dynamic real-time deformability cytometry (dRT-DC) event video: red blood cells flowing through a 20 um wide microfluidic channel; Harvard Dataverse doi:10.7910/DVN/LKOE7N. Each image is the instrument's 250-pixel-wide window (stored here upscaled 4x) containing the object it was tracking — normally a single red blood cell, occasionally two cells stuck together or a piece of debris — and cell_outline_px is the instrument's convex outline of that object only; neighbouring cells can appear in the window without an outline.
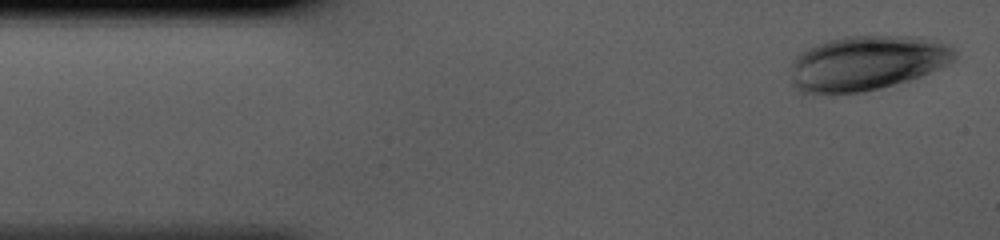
{"species": "human", "species_latin": "Homo sapiens", "temperature_condition": "cold", "stored_images_in_passage": 38, "camera_frame_rate_fps": 3000, "um_per_image_px": 0.085, "donor": {"sex": "male"}, "frame": {"image": 1, "passage_image": 1, "time_ms": 0.0, "image_size_px": [1000, 240], "cell_outline_px": [[956, 60], [940, 68], [920, 76], [908, 80], [880, 88], [864, 92], [816, 96], [804, 96], [796, 92], [792, 84], [792, 64], [796, 56], [800, 52], [816, 44], [828, 40], [844, 36], [908, 36], [944, 44], [952, 48], [956, 52]], "centroid_in_image_um": [73.56, 5.41], "position_along_channel_um": 11.4, "area_um2": 52.83}}
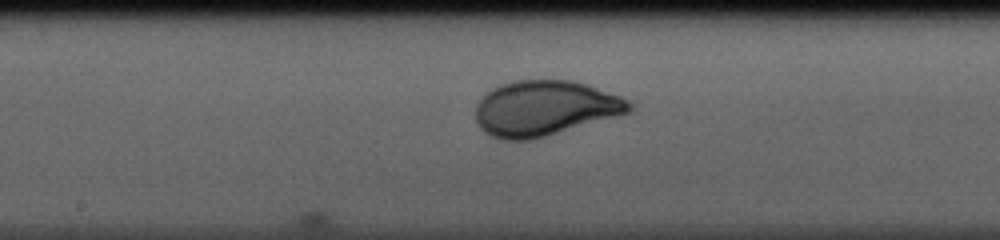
{"frame": {"image": 2, "passage_image": 20, "time_ms": 6.333, "image_size_px": [1000, 240], "cell_outline_px": [[632, 108], [628, 112], [532, 140], [500, 140], [484, 132], [480, 128], [476, 120], [476, 108], [480, 100], [492, 88], [500, 84], [516, 80], [572, 80], [620, 96], [628, 100], [632, 104]], "centroid_in_image_um": [46.26, 9.2], "position_along_channel_um": 201.9, "area_um2": 48.9}}
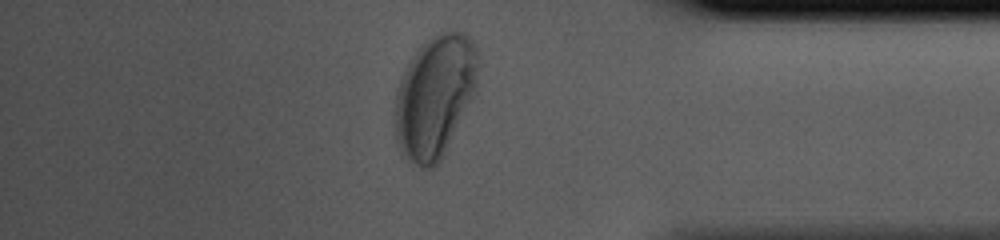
{"frame": {"image": 3, "passage_image": 35, "time_ms": 11.333, "image_size_px": [1000, 240], "cell_outline_px": [[480, 64], [476, 84], [472, 96], [444, 156], [436, 168], [420, 168], [404, 156], [400, 152], [396, 140], [396, 96], [400, 80], [408, 60], [420, 44], [444, 28], [464, 32], [476, 44]], "centroid_in_image_um": [36.98, 8.14], "position_along_channel_um": 398.2, "area_um2": 59.88}}